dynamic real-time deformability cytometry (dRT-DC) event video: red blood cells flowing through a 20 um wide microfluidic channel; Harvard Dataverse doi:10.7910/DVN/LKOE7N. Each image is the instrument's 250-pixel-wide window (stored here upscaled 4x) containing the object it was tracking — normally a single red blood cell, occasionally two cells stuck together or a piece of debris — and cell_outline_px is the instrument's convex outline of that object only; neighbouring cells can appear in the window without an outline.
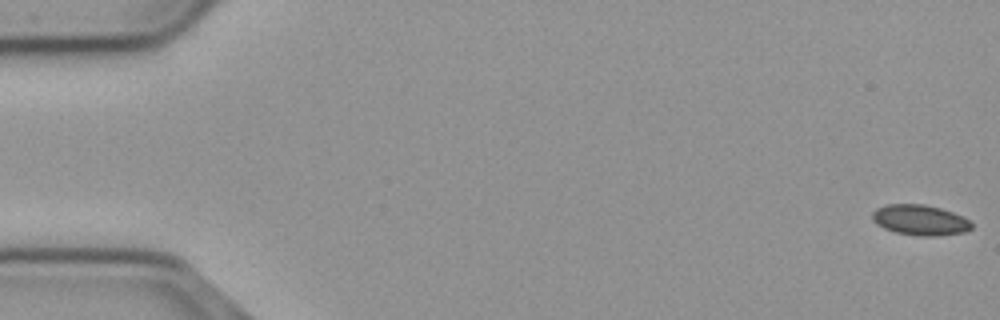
{"species": "common noctule bat (a hibernating species)", "species_latin": "Nyctalus noctula", "temperature_condition": "cold", "stored_images_in_passage": 56, "camera_frame_rate_fps": 3000, "um_per_image_px": 0.085, "animal": {"sex": "male", "body_mass_g": 23.1, "forearm_length_mm": 52.7}, "frame": {"image": 1, "passage_image": 1, "time_ms": 0.0, "image_size_px": [1000, 320], "cell_outline_px": [[972, 228], [964, 232], [936, 236], [920, 236], [896, 232], [884, 228], [876, 224], [872, 220], [872, 212], [876, 208], [888, 204], [924, 204], [940, 208], [964, 216], [972, 224]], "centroid_in_image_um": [78.19, 18.7], "position_along_channel_um": 6.8, "area_um2": 17.63}}
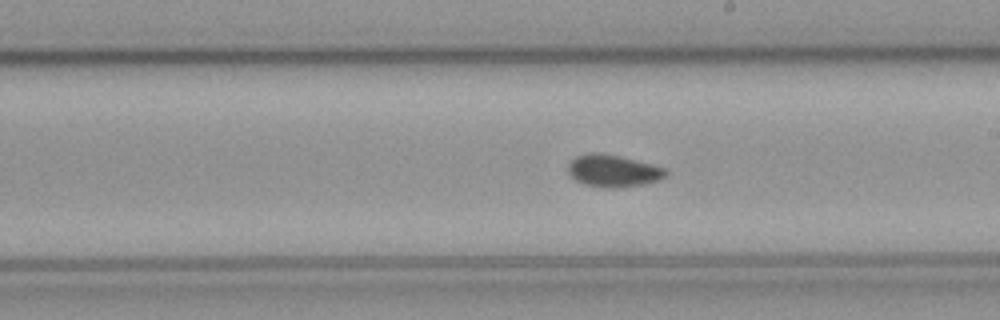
{"frame": {"image": 2, "passage_image": 32, "time_ms": 10.333, "image_size_px": [1000, 320], "cell_outline_px": [[668, 172], [660, 180], [644, 184], [620, 188], [604, 188], [584, 184], [576, 180], [568, 172], [568, 164], [576, 156], [588, 152], [600, 152], [620, 156], [652, 164], [664, 168]], "centroid_in_image_um": [52.11, 14.52], "position_along_channel_um": 236.9, "area_um2": 18.44}}
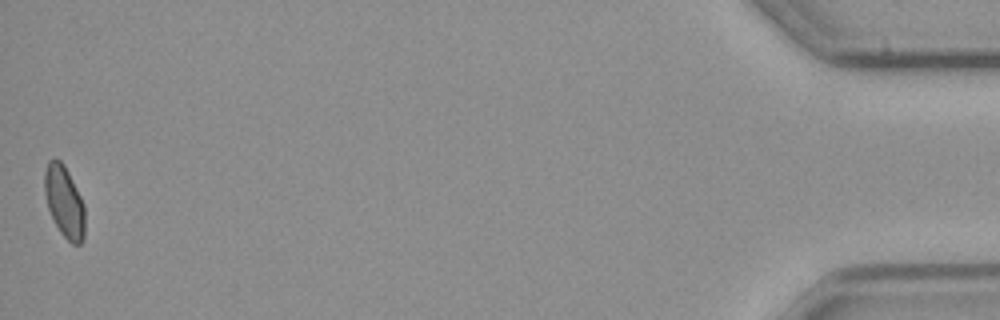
{"frame": {"image": 3, "passage_image": 56, "time_ms": 18.333, "image_size_px": [1000, 320], "cell_outline_px": [[84, 240], [80, 244], [72, 244], [60, 232], [48, 208], [44, 192], [44, 172], [48, 160], [60, 160], [64, 164], [84, 204]], "centroid_in_image_um": [5.46, 17.15], "position_along_channel_um": 429.7, "area_um2": 16.65}, "authors_computed_cell_mechanics": {"area_um2": 17.5712, "velocity_mm_per_s": 3.6838, "shape_relaxation_time_tau1_ms": null, "shape_relaxation_time_tau2_ms": 4.791, "deformation_change_tau1": null, "deformation_change_tau2": 0.064}}